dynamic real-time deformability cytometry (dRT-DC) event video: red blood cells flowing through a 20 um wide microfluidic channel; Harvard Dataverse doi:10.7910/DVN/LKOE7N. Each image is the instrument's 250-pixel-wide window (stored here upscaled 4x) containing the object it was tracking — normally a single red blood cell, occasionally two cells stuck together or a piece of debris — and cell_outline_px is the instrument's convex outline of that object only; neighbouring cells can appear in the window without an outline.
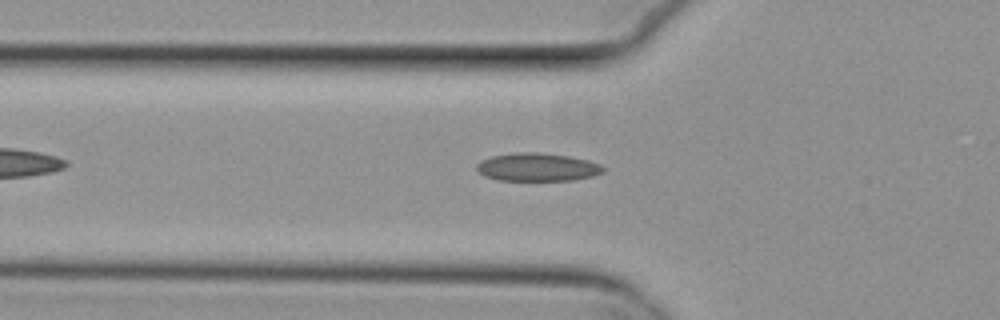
{"species": "common noctule bat (a hibernating species)", "species_latin": "Nyctalus noctula", "temperature_condition": "cold", "stored_images_in_passage": 41, "camera_frame_rate_fps": 3000, "um_per_image_px": 0.085, "animal": {"sex": "female", "body_mass_g": 29.2, "forearm_length_mm": 56.3}, "frame": {"image": 1, "passage_image": 8, "time_ms": 2.333, "image_size_px": [1000, 320], "cell_outline_px": [[604, 172], [592, 176], [572, 180], [500, 180], [484, 176], [476, 168], [476, 164], [480, 160], [492, 156], [516, 152], [536, 152], [568, 156], [588, 160], [600, 164], [604, 168]], "centroid_in_image_um": [45.66, 14.2], "position_along_channel_um": 80.1, "area_um2": 20.63}}
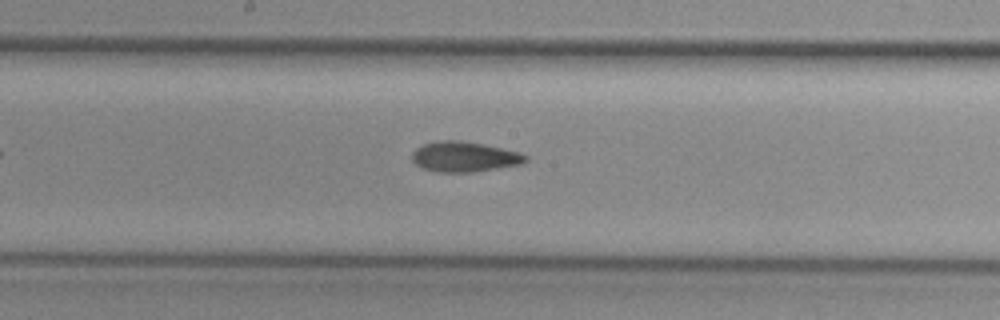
{"frame": {"image": 2, "passage_image": 18, "time_ms": 5.667, "image_size_px": [1000, 320], "cell_outline_px": [[528, 160], [520, 164], [472, 172], [436, 172], [424, 168], [416, 164], [412, 160], [412, 152], [416, 148], [424, 144], [436, 140], [460, 140], [520, 152], [528, 156]], "centroid_in_image_um": [39.44, 13.32], "position_along_channel_um": 208.8, "area_um2": 19.83}}
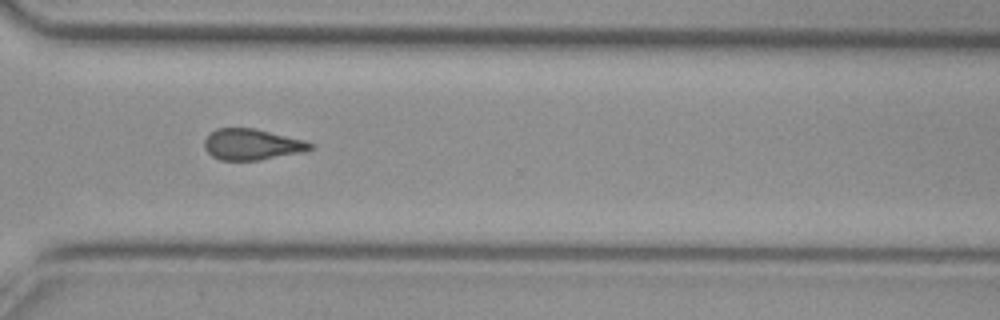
{"frame": {"image": 3, "passage_image": 29, "time_ms": 9.333, "image_size_px": [1000, 320], "cell_outline_px": [[316, 144], [312, 148], [304, 152], [260, 160], [220, 160], [212, 156], [204, 148], [204, 140], [216, 128], [252, 128], [304, 140]], "centroid_in_image_um": [21.42, 12.29], "position_along_channel_um": 349.2, "area_um2": 19.07}, "authors_computed_cell_mechanics": {"area_um2": 19.652, "velocity_mm_per_s": 3.8338, "shape_relaxation_time_tau1_ms": null, "shape_relaxation_time_tau2_ms": 6.7045, "deformation_change_tau1": null, "deformation_change_tau2": 0.1395}}